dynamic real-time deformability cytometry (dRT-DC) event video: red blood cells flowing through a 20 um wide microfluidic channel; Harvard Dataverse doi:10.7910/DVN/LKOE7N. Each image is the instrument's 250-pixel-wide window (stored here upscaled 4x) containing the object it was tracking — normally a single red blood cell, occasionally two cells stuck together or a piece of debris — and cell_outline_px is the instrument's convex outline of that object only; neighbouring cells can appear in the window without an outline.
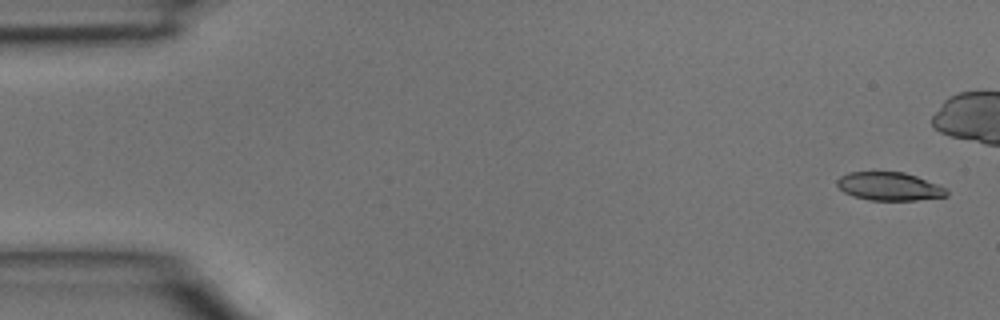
{"species": "common noctule bat (a hibernating species)", "species_latin": "Nyctalus noctula", "temperature_condition": "room temperature", "stored_images_in_passage": 7, "camera_frame_rate_fps": 3000, "um_per_image_px": 0.085, "animal": {"sex": "male", "body_mass_g": 15.6}, "frame": {"image": 1, "passage_image": 1, "time_ms": 0.0, "image_size_px": [1000, 320], "cell_outline_px": [[948, 196], [916, 200], [868, 200], [852, 196], [844, 192], [836, 184], [836, 180], [840, 176], [848, 172], [904, 172], [916, 176], [936, 184], [944, 188], [948, 192]], "centroid_in_image_um": [75.55, 15.84], "position_along_channel_um": 9.5, "area_um2": 17.98}}
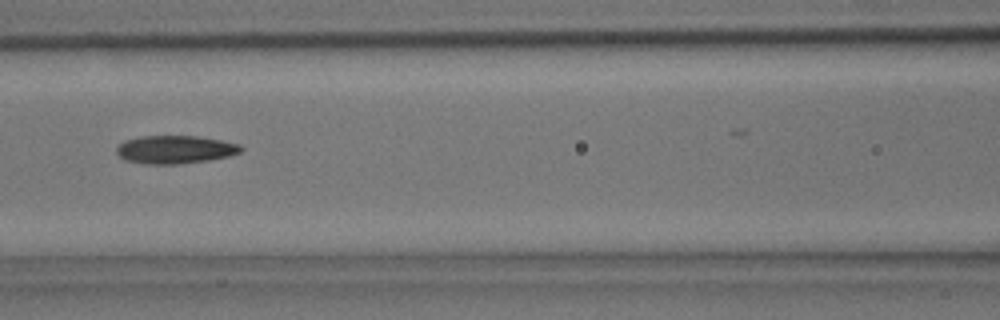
{"frame": {"image": 2, "passage_image": 7, "time_ms": 2.0, "image_size_px": [1000, 320], "cell_outline_px": [[244, 148], [240, 152], [228, 156], [208, 160], [180, 164], [144, 164], [124, 160], [116, 152], [116, 148], [124, 140], [140, 136], [196, 136], [220, 140], [240, 144]], "centroid_in_image_um": [14.86, 12.71], "position_along_channel_um": 151.7, "area_um2": 20.4}}